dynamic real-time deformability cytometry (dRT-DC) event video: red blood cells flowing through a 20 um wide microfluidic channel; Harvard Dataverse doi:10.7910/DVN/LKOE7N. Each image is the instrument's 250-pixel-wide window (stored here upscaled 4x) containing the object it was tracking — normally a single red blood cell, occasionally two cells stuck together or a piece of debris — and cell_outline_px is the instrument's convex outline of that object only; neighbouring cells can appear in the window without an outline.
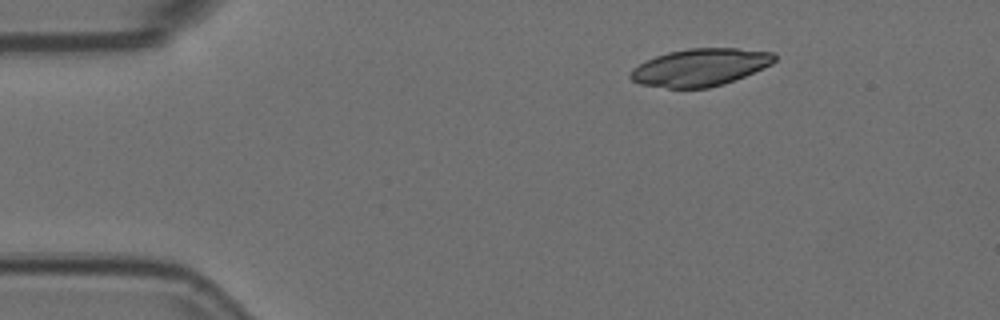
{"species": "Egyptian fruit bat (a non-hibernating species)", "species_latin": "Rousettus aegyptiacus", "temperature_condition": "room temperature", "stored_images_in_passage": 4, "camera_frame_rate_fps": 3000, "um_per_image_px": 0.085, "animal": {"sex": "female"}, "frame": {"image": 1, "passage_image": 1, "time_ms": 0.0, "image_size_px": [1000, 320], "cell_outline_px": [[776, 60], [772, 64], [764, 68], [724, 84], [708, 88], [668, 88], [640, 84], [632, 80], [628, 76], [632, 68], [656, 56], [668, 52], [688, 48], [736, 48], [776, 52]], "centroid_in_image_um": [59.54, 5.72], "position_along_channel_um": 25.5, "area_um2": 31.5}}